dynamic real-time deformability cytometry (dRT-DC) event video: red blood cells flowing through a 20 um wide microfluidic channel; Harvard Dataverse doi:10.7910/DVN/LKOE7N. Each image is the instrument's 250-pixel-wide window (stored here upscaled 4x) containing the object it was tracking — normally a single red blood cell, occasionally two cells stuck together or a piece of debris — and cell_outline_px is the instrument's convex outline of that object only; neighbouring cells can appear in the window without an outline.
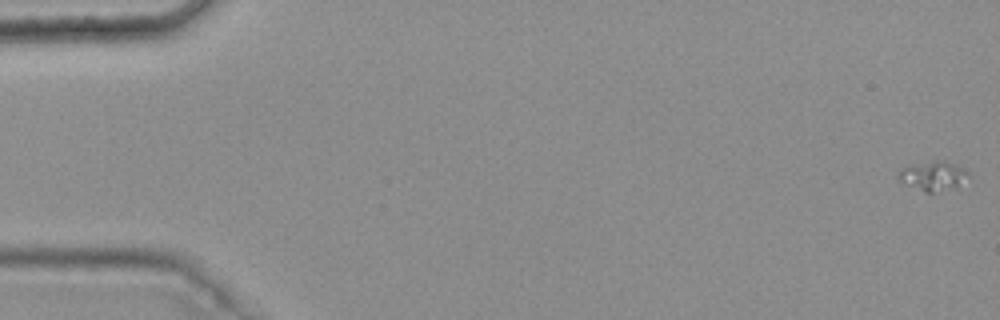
{"species": "common noctule bat (a hibernating species)", "species_latin": "Nyctalus noctula", "temperature_condition": "warm", "stored_images_in_passage": 49, "camera_frame_rate_fps": 3000, "um_per_image_px": 0.085, "animal": {"sex": "female", "body_mass_g": 25.1}, "frame": {"image": 1, "passage_image": 1, "time_ms": 0.0, "image_size_px": [1000, 320], "cell_outline_px": [[968, 176], [956, 184], [932, 192], [924, 192], [904, 184], [896, 180], [896, 176], [900, 168], [908, 164], [936, 160], [944, 160], [956, 164], [964, 168], [968, 172]], "centroid_in_image_um": [79.17, 14.89], "position_along_channel_um": 5.8, "area_um2": 11.85}}
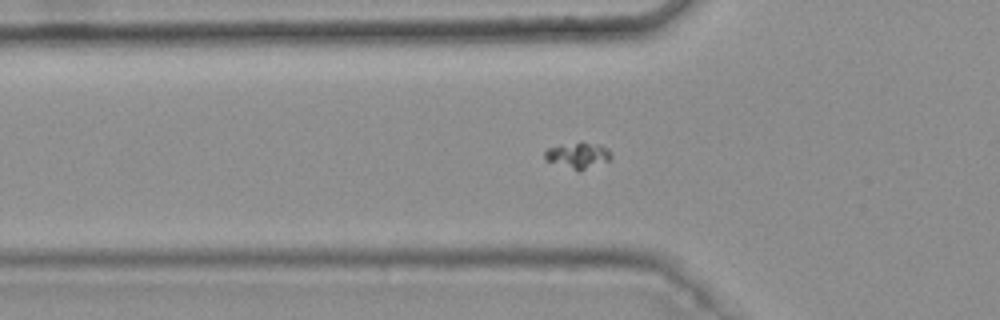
{"frame": {"image": 2, "passage_image": 19, "time_ms": 6.0, "image_size_px": [1000, 320], "cell_outline_px": [[612, 156], [608, 160], [580, 172], [576, 172], [544, 160], [544, 152], [548, 148], [560, 144], [580, 140], [600, 144], [608, 148]], "centroid_in_image_um": [49.09, 13.19], "position_along_channel_um": 76.7, "area_um2": 10.64}}